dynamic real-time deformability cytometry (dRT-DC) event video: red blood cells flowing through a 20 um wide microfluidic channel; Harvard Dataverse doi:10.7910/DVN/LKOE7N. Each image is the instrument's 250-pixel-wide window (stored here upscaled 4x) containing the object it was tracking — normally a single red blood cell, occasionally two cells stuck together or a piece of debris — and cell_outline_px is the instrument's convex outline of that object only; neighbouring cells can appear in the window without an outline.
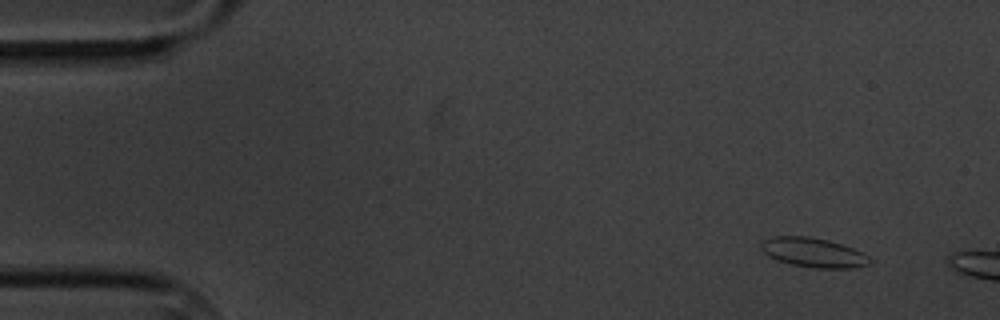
{"species": "common noctule bat (a hibernating species)", "species_latin": "Nyctalus noctula", "temperature_condition": "cold", "stored_images_in_passage": 3, "camera_frame_rate_fps": 3000, "um_per_image_px": 0.085, "animal": {"sex": "male", "body_mass_g": 20.1, "forearm_length_mm": 53.5}, "frame": {"image": 1, "passage_image": 1, "time_ms": 0.0, "image_size_px": [1000, 320], "cell_outline_px": [[872, 264], [856, 268], [812, 268], [792, 264], [776, 260], [768, 256], [760, 248], [760, 244], [764, 240], [772, 236], [808, 236], [828, 240], [852, 248], [868, 256], [872, 260]], "centroid_in_image_um": [69.14, 21.47], "position_along_channel_um": 15.9, "area_um2": 18.73}}